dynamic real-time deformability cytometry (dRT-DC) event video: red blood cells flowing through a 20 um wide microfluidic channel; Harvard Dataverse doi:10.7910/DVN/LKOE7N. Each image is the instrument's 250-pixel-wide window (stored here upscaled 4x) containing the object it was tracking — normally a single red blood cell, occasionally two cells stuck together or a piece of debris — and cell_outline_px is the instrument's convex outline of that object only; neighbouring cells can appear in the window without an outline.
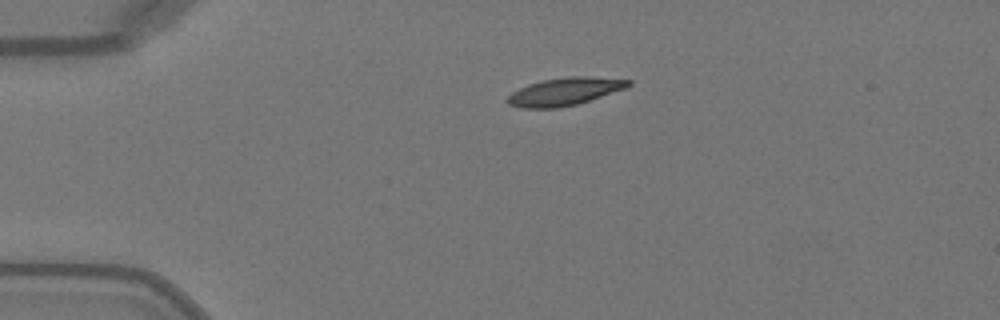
{"species": "Egyptian fruit bat (a non-hibernating species)", "species_latin": "Rousettus aegyptiacus", "temperature_condition": "warm", "stored_images_in_passage": 40, "camera_frame_rate_fps": 3000, "um_per_image_px": 0.085, "animal": {"sex": "female"}, "frame": {"image": 1, "passage_image": 1, "time_ms": 0.0, "image_size_px": [1000, 320], "cell_outline_px": [[632, 84], [628, 88], [576, 104], [556, 108], [520, 108], [508, 104], [504, 100], [512, 92], [528, 84], [544, 80], [568, 76], [588, 76], [632, 80]], "centroid_in_image_um": [48.0, 7.78], "position_along_channel_um": 37.0, "area_um2": 19.59}}
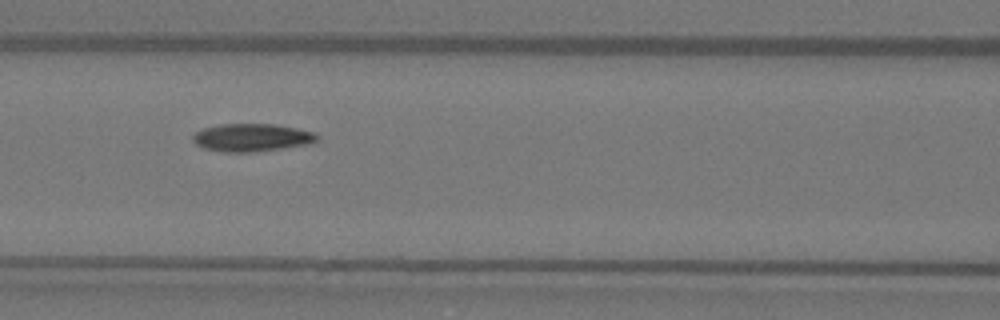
{"frame": {"image": 2, "passage_image": 12, "time_ms": 3.667, "image_size_px": [1000, 320], "cell_outline_px": [[320, 136], [316, 140], [308, 144], [252, 152], [224, 152], [204, 148], [196, 144], [192, 140], [192, 136], [196, 132], [204, 128], [220, 124], [276, 124], [296, 128], [312, 132]], "centroid_in_image_um": [21.37, 11.68], "position_along_channel_um": 145.2, "area_um2": 19.94}}
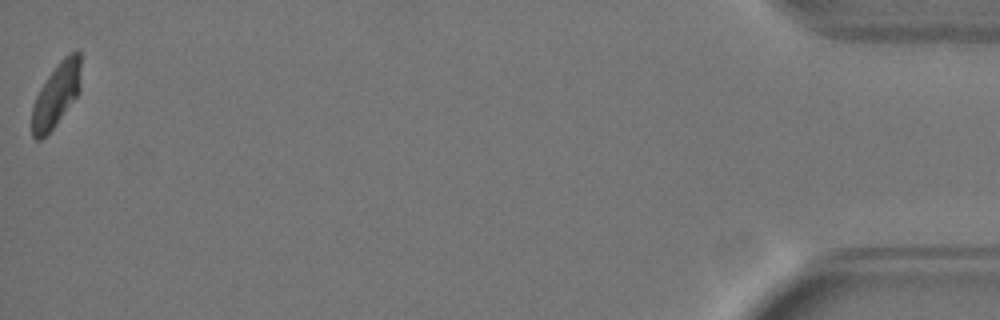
{"frame": {"image": 3, "passage_image": 40, "time_ms": 13.0, "image_size_px": [1000, 320], "cell_outline_px": [[80, 92], [56, 124], [40, 140], [36, 140], [32, 136], [32, 104], [40, 88], [56, 64], [68, 52], [76, 48], [80, 52]], "centroid_in_image_um": [4.79, 8.01], "position_along_channel_um": 430.4, "area_um2": 18.32}, "authors_computed_cell_mechanics": {"area_um2": 19.652, "velocity_mm_per_s": 4.0592, "shape_relaxation_time_tau1_ms": 3.5148, "shape_relaxation_time_tau2_ms": null, "deformation_change_tau1": 0.1716, "deformation_change_tau2": null}}